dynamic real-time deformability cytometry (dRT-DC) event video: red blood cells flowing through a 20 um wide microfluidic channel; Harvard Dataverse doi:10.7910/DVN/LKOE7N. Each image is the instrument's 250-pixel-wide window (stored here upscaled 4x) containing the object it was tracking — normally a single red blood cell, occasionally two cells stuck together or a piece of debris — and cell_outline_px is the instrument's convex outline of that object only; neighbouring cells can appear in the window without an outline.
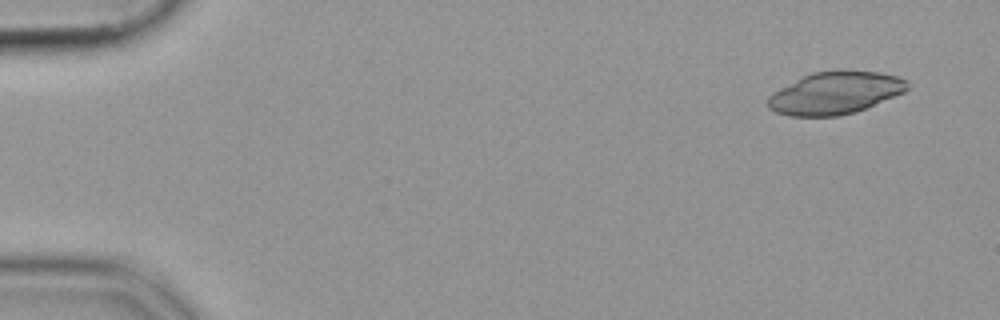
{"species": "common noctule bat (a hibernating species)", "species_latin": "Nyctalus noctula", "temperature_condition": "cold", "stored_images_in_passage": 51, "camera_frame_rate_fps": 3000, "um_per_image_px": 0.085, "animal": {"sex": "female", "body_mass_g": 19.9}, "frame": {"image": 1, "passage_image": 1, "time_ms": 0.0, "image_size_px": [1000, 320], "cell_outline_px": [[908, 88], [904, 92], [856, 112], [836, 116], [788, 116], [776, 112], [768, 108], [768, 96], [772, 92], [812, 72], [840, 68], [880, 72], [896, 76], [908, 80]], "centroid_in_image_um": [70.99, 7.88], "position_along_channel_um": 14.0, "area_um2": 34.8}}